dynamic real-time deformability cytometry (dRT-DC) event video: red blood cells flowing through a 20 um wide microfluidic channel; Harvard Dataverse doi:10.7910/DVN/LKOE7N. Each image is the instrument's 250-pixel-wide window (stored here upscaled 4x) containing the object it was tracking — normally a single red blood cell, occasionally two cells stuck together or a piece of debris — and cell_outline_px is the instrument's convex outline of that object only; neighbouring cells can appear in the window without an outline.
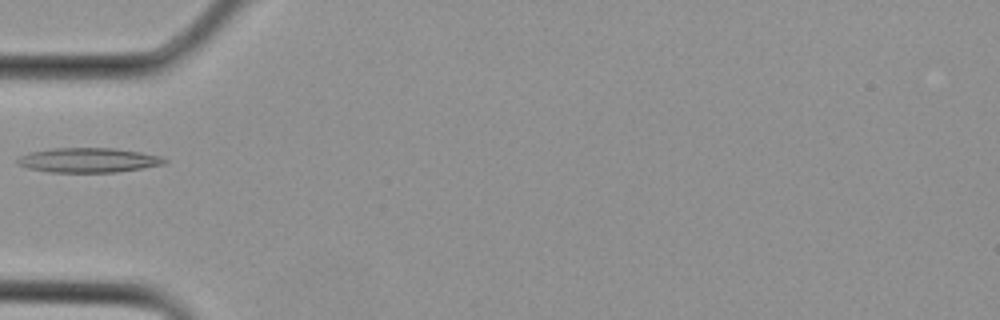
{"species": "Egyptian fruit bat (a non-hibernating species)", "species_latin": "Rousettus aegyptiacus", "temperature_condition": "cold", "stored_images_in_passage": 3, "camera_frame_rate_fps": 3000, "um_per_image_px": 0.085, "animal": {"sex": "female"}, "frame": {"image": 1, "passage_image": 3, "time_ms": 0.667, "image_size_px": [1000, 320], "cell_outline_px": [[168, 160], [164, 164], [116, 172], [48, 172], [28, 168], [20, 164], [16, 160], [20, 156], [28, 152], [52, 148], [116, 148], [140, 152], [160, 156]], "centroid_in_image_um": [7.5, 13.6], "position_along_channel_um": 77.5, "area_um2": 20.98}}